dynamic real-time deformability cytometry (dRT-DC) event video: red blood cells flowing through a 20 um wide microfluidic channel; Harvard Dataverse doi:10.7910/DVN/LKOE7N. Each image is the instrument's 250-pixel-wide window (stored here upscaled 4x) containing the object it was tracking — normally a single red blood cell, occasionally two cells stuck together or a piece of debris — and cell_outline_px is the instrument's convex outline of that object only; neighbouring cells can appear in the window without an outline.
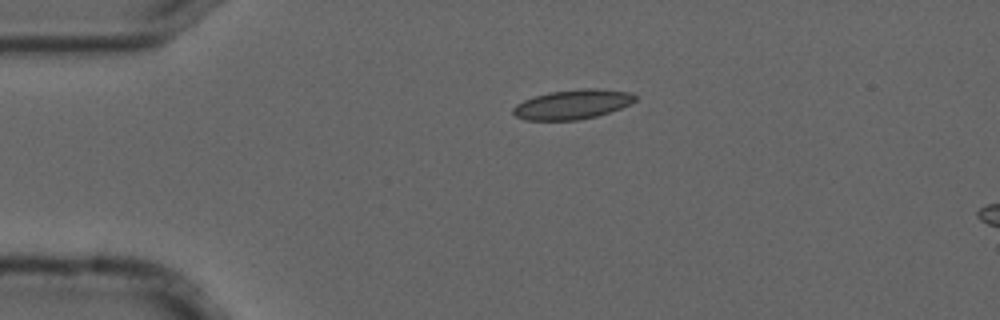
{"species": "common noctule bat (a hibernating species)", "species_latin": "Nyctalus noctula", "temperature_condition": "cold", "stored_images_in_passage": 2, "camera_frame_rate_fps": 3000, "um_per_image_px": 0.085, "animal": {"sex": "male", "forearm_length_mm": 52.5}, "frame": {"image": 1, "passage_image": 1, "time_ms": 0.0, "image_size_px": [1000, 320], "cell_outline_px": [[636, 100], [632, 104], [596, 116], [576, 120], [524, 120], [516, 116], [512, 112], [512, 108], [516, 104], [524, 100], [536, 96], [552, 92], [584, 88], [596, 88], [632, 92], [636, 96]], "centroid_in_image_um": [48.68, 8.87], "position_along_channel_um": 36.3, "area_um2": 20.92}}